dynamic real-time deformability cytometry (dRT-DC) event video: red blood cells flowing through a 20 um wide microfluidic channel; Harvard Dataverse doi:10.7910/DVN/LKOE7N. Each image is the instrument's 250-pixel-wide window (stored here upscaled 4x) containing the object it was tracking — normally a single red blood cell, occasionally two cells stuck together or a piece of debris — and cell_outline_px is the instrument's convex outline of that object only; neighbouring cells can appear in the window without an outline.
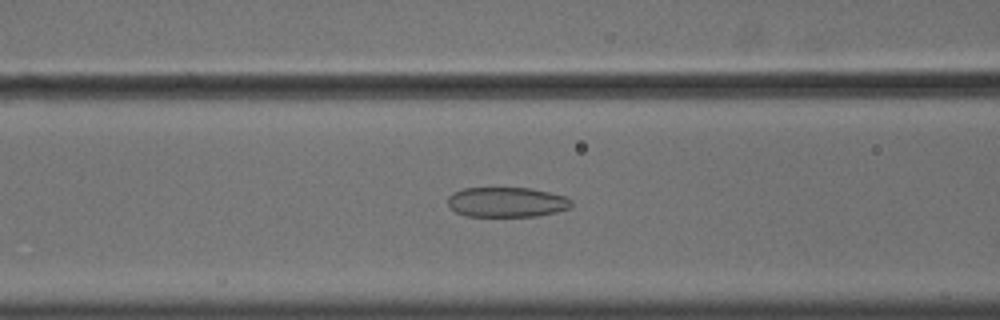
{"species": "common noctule bat (a hibernating species)", "species_latin": "Nyctalus noctula", "temperature_condition": "cold", "stored_images_in_passage": 56, "camera_frame_rate_fps": 3000, "um_per_image_px": 0.085, "animal": {"sex": "male", "body_mass_g": 18.8}, "frame": {"image": 1, "passage_image": 24, "time_ms": 7.667, "image_size_px": [1000, 320], "cell_outline_px": [[572, 208], [556, 212], [536, 216], [464, 216], [456, 212], [448, 204], [448, 196], [452, 192], [464, 188], [532, 188], [564, 196], [572, 200]], "centroid_in_image_um": [43.07, 17.18], "position_along_channel_um": 123.5, "area_um2": 21.68}}
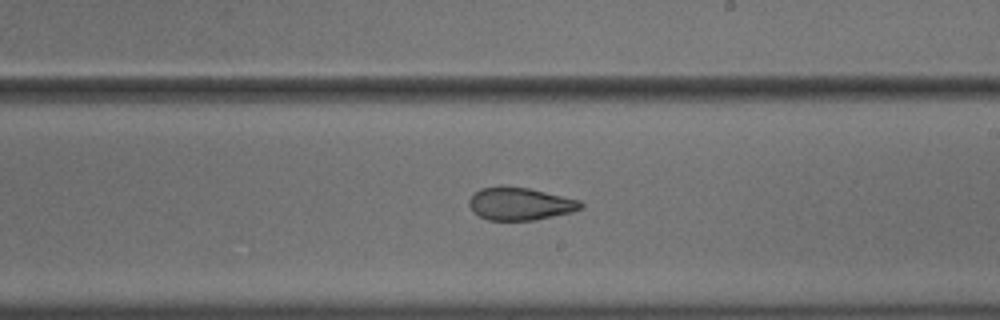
{"frame": {"image": 2, "passage_image": 34, "time_ms": 11.0, "image_size_px": [1000, 320], "cell_outline_px": [[584, 208], [572, 212], [536, 220], [488, 220], [480, 216], [468, 204], [468, 200], [480, 188], [528, 188], [580, 200], [584, 204]], "centroid_in_image_um": [44.27, 17.35], "position_along_channel_um": 244.7, "area_um2": 20.75}}
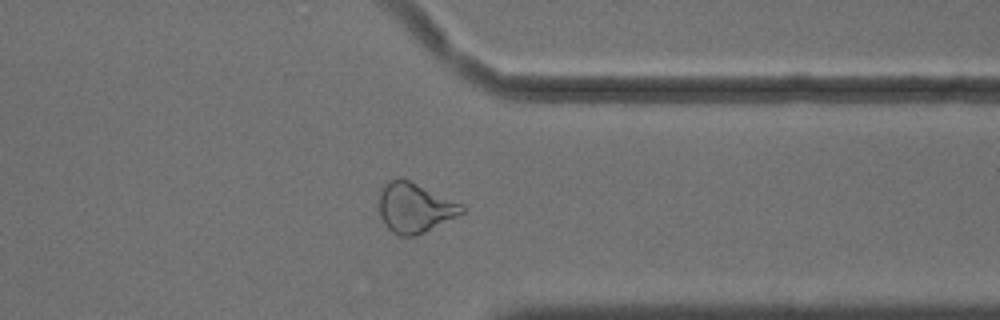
{"frame": {"image": 3, "passage_image": 45, "time_ms": 14.667, "image_size_px": [1000, 320], "cell_outline_px": [[464, 212], [416, 236], [400, 236], [392, 232], [384, 224], [380, 216], [380, 188], [388, 180], [400, 176], [464, 204]], "centroid_in_image_um": [35.23, 17.63], "position_along_channel_um": 376.2, "area_um2": 24.1}, "authors_computed_cell_mechanics": {"area_um2": 25.5187, "velocity_mm_per_s": 3.6365, "shape_relaxation_time_tau1_ms": null, "shape_relaxation_time_tau2_ms": 2.3252, "deformation_change_tau1": null, "deformation_change_tau2": 0.0834}}